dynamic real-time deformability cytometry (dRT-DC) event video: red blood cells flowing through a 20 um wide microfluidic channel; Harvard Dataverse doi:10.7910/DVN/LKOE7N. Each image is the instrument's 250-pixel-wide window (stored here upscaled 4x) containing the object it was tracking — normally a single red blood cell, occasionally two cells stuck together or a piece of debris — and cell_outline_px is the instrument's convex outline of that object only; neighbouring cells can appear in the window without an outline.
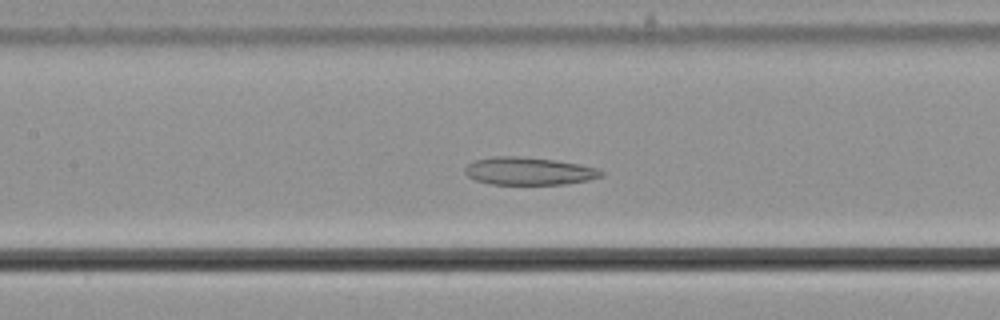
{"species": "common noctule bat (a hibernating species)", "species_latin": "Nyctalus noctula", "temperature_condition": "cold", "stored_images_in_passage": 56, "camera_frame_rate_fps": 3000, "um_per_image_px": 0.085, "animal": {"sex": "male", "body_mass_g": 21.5, "forearm_length_mm": 52.0}, "frame": {"image": 1, "passage_image": 26, "time_ms": 8.333, "image_size_px": [1000, 320], "cell_outline_px": [[604, 176], [588, 180], [564, 184], [492, 184], [476, 180], [468, 176], [464, 172], [464, 168], [468, 164], [476, 160], [492, 156], [520, 156], [556, 160], [596, 168], [604, 172]], "centroid_in_image_um": [44.94, 14.54], "position_along_channel_um": 162.5, "area_um2": 21.91}}
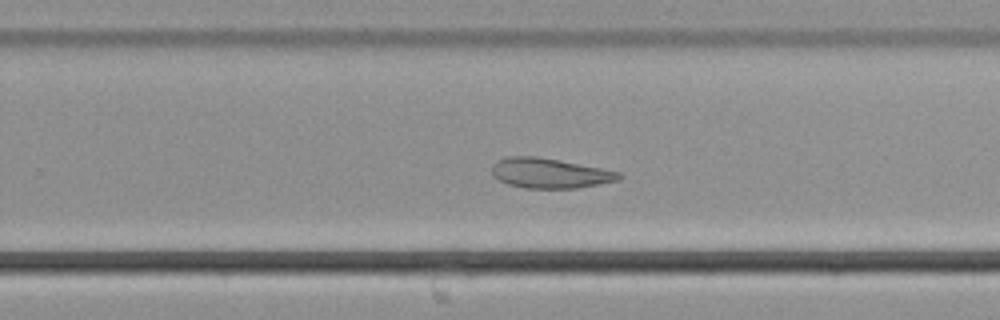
{"frame": {"image": 2, "passage_image": 36, "time_ms": 11.667, "image_size_px": [1000, 320], "cell_outline_px": [[624, 176], [620, 180], [600, 184], [576, 188], [524, 188], [508, 184], [492, 176], [492, 164], [496, 160], [504, 156], [536, 156], [600, 168], [620, 172]], "centroid_in_image_um": [46.7, 14.72], "position_along_channel_um": 283.1, "area_um2": 22.25}}
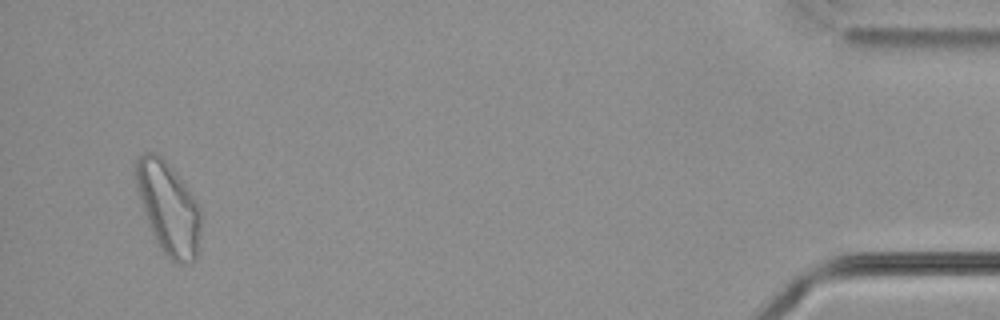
{"frame": {"image": 3, "passage_image": 54, "time_ms": 17.667, "image_size_px": [1000, 320], "cell_outline_px": [[200, 252], [196, 260], [192, 264], [176, 264], [160, 248], [148, 224], [136, 188], [132, 172], [132, 164], [144, 152], [156, 152], [172, 168], [184, 184], [200, 208]], "centroid_in_image_um": [14.3, 17.7], "position_along_channel_um": 420.9, "area_um2": 35.32}, "authors_computed_cell_mechanics": {"area_um2": 28.7555, "velocity_mm_per_s": 3.6294, "shape_relaxation_time_tau1_ms": null, "shape_relaxation_time_tau2_ms": 3.4363, "deformation_change_tau1": null, "deformation_change_tau2": 0.088}}